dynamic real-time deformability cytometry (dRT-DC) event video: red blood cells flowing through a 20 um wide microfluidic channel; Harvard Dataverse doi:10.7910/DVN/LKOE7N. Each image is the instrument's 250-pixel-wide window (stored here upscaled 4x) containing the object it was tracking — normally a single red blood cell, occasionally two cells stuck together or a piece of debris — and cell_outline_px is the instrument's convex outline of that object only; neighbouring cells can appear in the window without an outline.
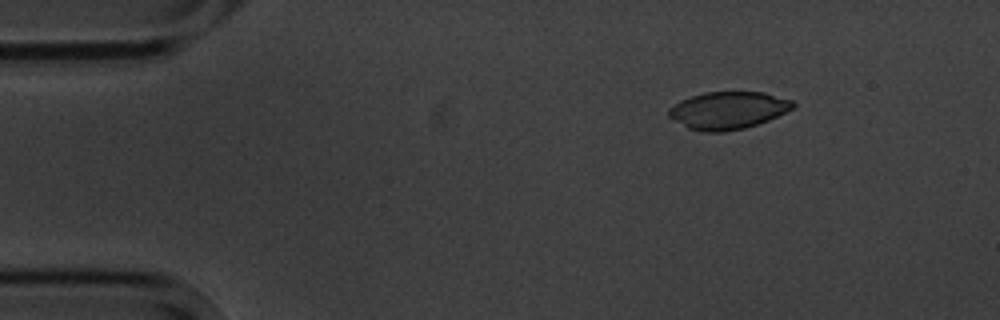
{"species": "common noctule bat (a hibernating species)", "species_latin": "Nyctalus noctula", "temperature_condition": "cold", "stored_images_in_passage": 5, "segment_of_instrument_passage": [1, 2], "camera_frame_rate_fps": 3000, "um_per_image_px": 0.085, "animal": {"sex": "male", "body_mass_g": 20.1, "forearm_length_mm": 53.5}, "frame": {"image": 1, "passage_image": 2, "time_ms": 1.333, "image_size_px": [1000, 320], "cell_outline_px": [[796, 104], [792, 108], [768, 120], [744, 128], [724, 132], [700, 132], [688, 128], [668, 116], [668, 108], [680, 100], [704, 92], [764, 92], [792, 100]], "centroid_in_image_um": [61.85, 9.38], "position_along_channel_um": 23.2, "area_um2": 26.99}}